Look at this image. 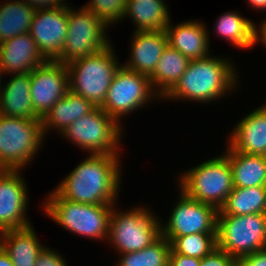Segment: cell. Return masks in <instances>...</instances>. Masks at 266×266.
Instances as JSON below:
<instances>
[{"instance_id":"obj_1","label":"cell","mask_w":266,"mask_h":266,"mask_svg":"<svg viewBox=\"0 0 266 266\" xmlns=\"http://www.w3.org/2000/svg\"><path fill=\"white\" fill-rule=\"evenodd\" d=\"M120 157V154H89L54 190L74 202L116 204L121 185Z\"/></svg>"},{"instance_id":"obj_2","label":"cell","mask_w":266,"mask_h":266,"mask_svg":"<svg viewBox=\"0 0 266 266\" xmlns=\"http://www.w3.org/2000/svg\"><path fill=\"white\" fill-rule=\"evenodd\" d=\"M210 56L191 60L179 81L162 99L206 104L234 91L239 82L233 63L225 57Z\"/></svg>"},{"instance_id":"obj_3","label":"cell","mask_w":266,"mask_h":266,"mask_svg":"<svg viewBox=\"0 0 266 266\" xmlns=\"http://www.w3.org/2000/svg\"><path fill=\"white\" fill-rule=\"evenodd\" d=\"M43 209L54 222L69 232L94 239H108L111 210L114 204H86L49 192Z\"/></svg>"},{"instance_id":"obj_4","label":"cell","mask_w":266,"mask_h":266,"mask_svg":"<svg viewBox=\"0 0 266 266\" xmlns=\"http://www.w3.org/2000/svg\"><path fill=\"white\" fill-rule=\"evenodd\" d=\"M113 45L99 53L77 58L66 64L69 72V90L101 107L107 91L121 64Z\"/></svg>"},{"instance_id":"obj_5","label":"cell","mask_w":266,"mask_h":266,"mask_svg":"<svg viewBox=\"0 0 266 266\" xmlns=\"http://www.w3.org/2000/svg\"><path fill=\"white\" fill-rule=\"evenodd\" d=\"M178 184L187 197L219 210L234 188L232 167L224 153L182 172Z\"/></svg>"},{"instance_id":"obj_6","label":"cell","mask_w":266,"mask_h":266,"mask_svg":"<svg viewBox=\"0 0 266 266\" xmlns=\"http://www.w3.org/2000/svg\"><path fill=\"white\" fill-rule=\"evenodd\" d=\"M44 137L42 118L34 120L0 114V169L21 170L33 162Z\"/></svg>"},{"instance_id":"obj_7","label":"cell","mask_w":266,"mask_h":266,"mask_svg":"<svg viewBox=\"0 0 266 266\" xmlns=\"http://www.w3.org/2000/svg\"><path fill=\"white\" fill-rule=\"evenodd\" d=\"M116 205V209H115ZM111 210L107 242L120 254L136 252L151 245L161 236V220L144 206L126 212Z\"/></svg>"},{"instance_id":"obj_8","label":"cell","mask_w":266,"mask_h":266,"mask_svg":"<svg viewBox=\"0 0 266 266\" xmlns=\"http://www.w3.org/2000/svg\"><path fill=\"white\" fill-rule=\"evenodd\" d=\"M216 239L234 259L266 249V214L217 215Z\"/></svg>"},{"instance_id":"obj_9","label":"cell","mask_w":266,"mask_h":266,"mask_svg":"<svg viewBox=\"0 0 266 266\" xmlns=\"http://www.w3.org/2000/svg\"><path fill=\"white\" fill-rule=\"evenodd\" d=\"M121 126L103 109L96 107L73 121L60 135L91 154H119L124 130Z\"/></svg>"},{"instance_id":"obj_10","label":"cell","mask_w":266,"mask_h":266,"mask_svg":"<svg viewBox=\"0 0 266 266\" xmlns=\"http://www.w3.org/2000/svg\"><path fill=\"white\" fill-rule=\"evenodd\" d=\"M107 25L84 6L73 10L68 6V27L65 45L58 63L67 64L77 58L90 56L106 49L112 42L106 37Z\"/></svg>"},{"instance_id":"obj_11","label":"cell","mask_w":266,"mask_h":266,"mask_svg":"<svg viewBox=\"0 0 266 266\" xmlns=\"http://www.w3.org/2000/svg\"><path fill=\"white\" fill-rule=\"evenodd\" d=\"M154 98L161 97L154 91L150 78L121 65L100 108L121 124L123 117L149 104Z\"/></svg>"},{"instance_id":"obj_12","label":"cell","mask_w":266,"mask_h":266,"mask_svg":"<svg viewBox=\"0 0 266 266\" xmlns=\"http://www.w3.org/2000/svg\"><path fill=\"white\" fill-rule=\"evenodd\" d=\"M167 224H161V235L170 243L176 238L195 233H216L218 210L187 197L181 190Z\"/></svg>"},{"instance_id":"obj_13","label":"cell","mask_w":266,"mask_h":266,"mask_svg":"<svg viewBox=\"0 0 266 266\" xmlns=\"http://www.w3.org/2000/svg\"><path fill=\"white\" fill-rule=\"evenodd\" d=\"M30 91L33 111L39 118H43L69 91L66 64L47 61L34 68L30 72Z\"/></svg>"},{"instance_id":"obj_14","label":"cell","mask_w":266,"mask_h":266,"mask_svg":"<svg viewBox=\"0 0 266 266\" xmlns=\"http://www.w3.org/2000/svg\"><path fill=\"white\" fill-rule=\"evenodd\" d=\"M68 4L60 8L35 10L29 34L47 61H55L65 45Z\"/></svg>"},{"instance_id":"obj_15","label":"cell","mask_w":266,"mask_h":266,"mask_svg":"<svg viewBox=\"0 0 266 266\" xmlns=\"http://www.w3.org/2000/svg\"><path fill=\"white\" fill-rule=\"evenodd\" d=\"M20 170L0 169V233L31 225L26 217L27 183Z\"/></svg>"},{"instance_id":"obj_16","label":"cell","mask_w":266,"mask_h":266,"mask_svg":"<svg viewBox=\"0 0 266 266\" xmlns=\"http://www.w3.org/2000/svg\"><path fill=\"white\" fill-rule=\"evenodd\" d=\"M36 42L24 33L0 43V68L2 74H26L46 63Z\"/></svg>"},{"instance_id":"obj_17","label":"cell","mask_w":266,"mask_h":266,"mask_svg":"<svg viewBox=\"0 0 266 266\" xmlns=\"http://www.w3.org/2000/svg\"><path fill=\"white\" fill-rule=\"evenodd\" d=\"M230 134L227 145L231 150L266 156V104L241 119Z\"/></svg>"},{"instance_id":"obj_18","label":"cell","mask_w":266,"mask_h":266,"mask_svg":"<svg viewBox=\"0 0 266 266\" xmlns=\"http://www.w3.org/2000/svg\"><path fill=\"white\" fill-rule=\"evenodd\" d=\"M133 33L130 58L123 66L150 77L168 44L166 31H134Z\"/></svg>"},{"instance_id":"obj_19","label":"cell","mask_w":266,"mask_h":266,"mask_svg":"<svg viewBox=\"0 0 266 266\" xmlns=\"http://www.w3.org/2000/svg\"><path fill=\"white\" fill-rule=\"evenodd\" d=\"M204 22L189 20L172 25L168 23L165 31L168 45L178 50L190 60L201 59L209 54V32Z\"/></svg>"},{"instance_id":"obj_20","label":"cell","mask_w":266,"mask_h":266,"mask_svg":"<svg viewBox=\"0 0 266 266\" xmlns=\"http://www.w3.org/2000/svg\"><path fill=\"white\" fill-rule=\"evenodd\" d=\"M12 75L11 79L0 87V114L7 117L39 119L32 107L30 72Z\"/></svg>"},{"instance_id":"obj_21","label":"cell","mask_w":266,"mask_h":266,"mask_svg":"<svg viewBox=\"0 0 266 266\" xmlns=\"http://www.w3.org/2000/svg\"><path fill=\"white\" fill-rule=\"evenodd\" d=\"M33 225L0 233V246L9 255L14 266H35L45 245L40 243Z\"/></svg>"},{"instance_id":"obj_22","label":"cell","mask_w":266,"mask_h":266,"mask_svg":"<svg viewBox=\"0 0 266 266\" xmlns=\"http://www.w3.org/2000/svg\"><path fill=\"white\" fill-rule=\"evenodd\" d=\"M95 108L91 101L69 90L42 118L44 133L47 134L54 128L61 134L73 121L89 114Z\"/></svg>"},{"instance_id":"obj_23","label":"cell","mask_w":266,"mask_h":266,"mask_svg":"<svg viewBox=\"0 0 266 266\" xmlns=\"http://www.w3.org/2000/svg\"><path fill=\"white\" fill-rule=\"evenodd\" d=\"M165 0H127L124 18L130 17L135 31L165 30L170 22Z\"/></svg>"},{"instance_id":"obj_24","label":"cell","mask_w":266,"mask_h":266,"mask_svg":"<svg viewBox=\"0 0 266 266\" xmlns=\"http://www.w3.org/2000/svg\"><path fill=\"white\" fill-rule=\"evenodd\" d=\"M233 173L234 187L266 186V156L225 150Z\"/></svg>"},{"instance_id":"obj_25","label":"cell","mask_w":266,"mask_h":266,"mask_svg":"<svg viewBox=\"0 0 266 266\" xmlns=\"http://www.w3.org/2000/svg\"><path fill=\"white\" fill-rule=\"evenodd\" d=\"M190 59L167 44L153 74L149 77L154 91L161 99L176 85Z\"/></svg>"},{"instance_id":"obj_26","label":"cell","mask_w":266,"mask_h":266,"mask_svg":"<svg viewBox=\"0 0 266 266\" xmlns=\"http://www.w3.org/2000/svg\"><path fill=\"white\" fill-rule=\"evenodd\" d=\"M35 9L25 0L0 2V43L29 33Z\"/></svg>"},{"instance_id":"obj_27","label":"cell","mask_w":266,"mask_h":266,"mask_svg":"<svg viewBox=\"0 0 266 266\" xmlns=\"http://www.w3.org/2000/svg\"><path fill=\"white\" fill-rule=\"evenodd\" d=\"M266 214V186L234 187L217 215Z\"/></svg>"},{"instance_id":"obj_28","label":"cell","mask_w":266,"mask_h":266,"mask_svg":"<svg viewBox=\"0 0 266 266\" xmlns=\"http://www.w3.org/2000/svg\"><path fill=\"white\" fill-rule=\"evenodd\" d=\"M255 22L244 18L237 11L224 12L216 20L215 30L218 36L228 40L240 49L252 48L255 45L254 32Z\"/></svg>"},{"instance_id":"obj_29","label":"cell","mask_w":266,"mask_h":266,"mask_svg":"<svg viewBox=\"0 0 266 266\" xmlns=\"http://www.w3.org/2000/svg\"><path fill=\"white\" fill-rule=\"evenodd\" d=\"M170 252V242L161 235L140 251L121 254L116 266H168Z\"/></svg>"},{"instance_id":"obj_30","label":"cell","mask_w":266,"mask_h":266,"mask_svg":"<svg viewBox=\"0 0 266 266\" xmlns=\"http://www.w3.org/2000/svg\"><path fill=\"white\" fill-rule=\"evenodd\" d=\"M170 244V253L202 259L217 248L216 233H195L176 237Z\"/></svg>"},{"instance_id":"obj_31","label":"cell","mask_w":266,"mask_h":266,"mask_svg":"<svg viewBox=\"0 0 266 266\" xmlns=\"http://www.w3.org/2000/svg\"><path fill=\"white\" fill-rule=\"evenodd\" d=\"M127 0H91L85 8L95 13L108 28L124 19Z\"/></svg>"},{"instance_id":"obj_32","label":"cell","mask_w":266,"mask_h":266,"mask_svg":"<svg viewBox=\"0 0 266 266\" xmlns=\"http://www.w3.org/2000/svg\"><path fill=\"white\" fill-rule=\"evenodd\" d=\"M35 266H68L65 259L50 247H45L36 259Z\"/></svg>"},{"instance_id":"obj_33","label":"cell","mask_w":266,"mask_h":266,"mask_svg":"<svg viewBox=\"0 0 266 266\" xmlns=\"http://www.w3.org/2000/svg\"><path fill=\"white\" fill-rule=\"evenodd\" d=\"M235 259L219 248L201 259L200 266H230Z\"/></svg>"},{"instance_id":"obj_34","label":"cell","mask_w":266,"mask_h":266,"mask_svg":"<svg viewBox=\"0 0 266 266\" xmlns=\"http://www.w3.org/2000/svg\"><path fill=\"white\" fill-rule=\"evenodd\" d=\"M201 259L170 253L168 266H200Z\"/></svg>"},{"instance_id":"obj_35","label":"cell","mask_w":266,"mask_h":266,"mask_svg":"<svg viewBox=\"0 0 266 266\" xmlns=\"http://www.w3.org/2000/svg\"><path fill=\"white\" fill-rule=\"evenodd\" d=\"M28 4H30L35 10L38 9H52V8H60L65 4V0H25Z\"/></svg>"},{"instance_id":"obj_36","label":"cell","mask_w":266,"mask_h":266,"mask_svg":"<svg viewBox=\"0 0 266 266\" xmlns=\"http://www.w3.org/2000/svg\"><path fill=\"white\" fill-rule=\"evenodd\" d=\"M248 266H266V249L249 254L242 258Z\"/></svg>"},{"instance_id":"obj_37","label":"cell","mask_w":266,"mask_h":266,"mask_svg":"<svg viewBox=\"0 0 266 266\" xmlns=\"http://www.w3.org/2000/svg\"><path fill=\"white\" fill-rule=\"evenodd\" d=\"M261 24L258 27V29L255 26V32H254V41L255 44H257L259 41L266 46V19L264 18Z\"/></svg>"},{"instance_id":"obj_38","label":"cell","mask_w":266,"mask_h":266,"mask_svg":"<svg viewBox=\"0 0 266 266\" xmlns=\"http://www.w3.org/2000/svg\"><path fill=\"white\" fill-rule=\"evenodd\" d=\"M0 266H14L9 255L0 246Z\"/></svg>"},{"instance_id":"obj_39","label":"cell","mask_w":266,"mask_h":266,"mask_svg":"<svg viewBox=\"0 0 266 266\" xmlns=\"http://www.w3.org/2000/svg\"><path fill=\"white\" fill-rule=\"evenodd\" d=\"M247 3L250 4L249 6L254 10H266V0H248Z\"/></svg>"},{"instance_id":"obj_40","label":"cell","mask_w":266,"mask_h":266,"mask_svg":"<svg viewBox=\"0 0 266 266\" xmlns=\"http://www.w3.org/2000/svg\"><path fill=\"white\" fill-rule=\"evenodd\" d=\"M230 266H241V259H235Z\"/></svg>"},{"instance_id":"obj_41","label":"cell","mask_w":266,"mask_h":266,"mask_svg":"<svg viewBox=\"0 0 266 266\" xmlns=\"http://www.w3.org/2000/svg\"><path fill=\"white\" fill-rule=\"evenodd\" d=\"M241 266H248V264L243 259H241Z\"/></svg>"},{"instance_id":"obj_42","label":"cell","mask_w":266,"mask_h":266,"mask_svg":"<svg viewBox=\"0 0 266 266\" xmlns=\"http://www.w3.org/2000/svg\"><path fill=\"white\" fill-rule=\"evenodd\" d=\"M2 72H1V68H0V87H1V83H2Z\"/></svg>"}]
</instances>
